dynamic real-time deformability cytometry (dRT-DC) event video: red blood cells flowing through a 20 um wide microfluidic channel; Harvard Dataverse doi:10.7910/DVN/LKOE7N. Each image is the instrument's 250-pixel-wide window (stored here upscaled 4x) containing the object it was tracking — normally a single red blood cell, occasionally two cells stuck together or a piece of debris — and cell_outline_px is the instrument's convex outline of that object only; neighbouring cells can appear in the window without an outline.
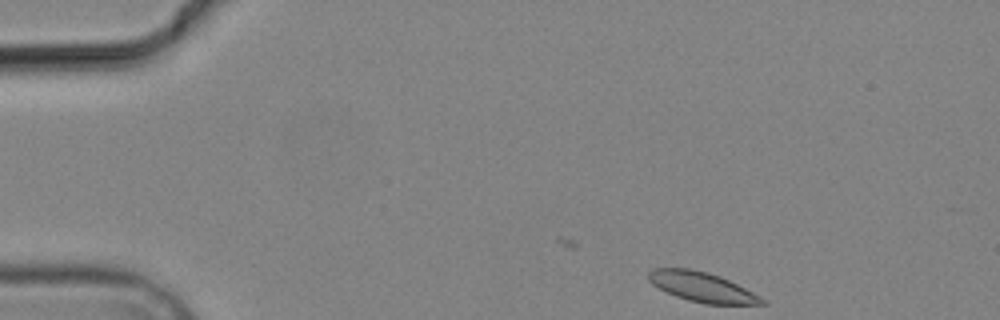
{"species": "common noctule bat (a hibernating species)", "species_latin": "Nyctalus noctula", "temperature_condition": "cold", "stored_images_in_passage": 4, "camera_frame_rate_fps": 3000, "um_per_image_px": 0.085, "animal": {"sex": "male", "body_mass_g": 19.2, "forearm_length_mm": 51.8}, "frame": {"image": 1, "passage_image": 1, "time_ms": 0.0, "image_size_px": [1000, 320], "cell_outline_px": [[768, 304], [704, 304], [688, 300], [676, 296], [652, 284], [648, 280], [648, 272], [652, 268], [688, 268], [708, 272], [720, 276], [752, 292], [764, 300]], "centroid_in_image_um": [59.63, 24.38], "position_along_channel_um": 25.4, "area_um2": 19.42}}
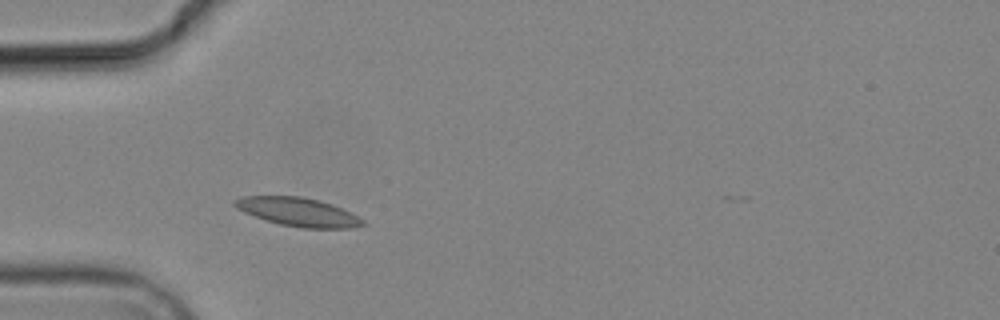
{"frame": {"image": 2, "passage_image": 3, "time_ms": 3.0, "image_size_px": [1000, 320], "cell_outline_px": [[368, 224], [352, 228], [300, 228], [280, 224], [244, 212], [236, 208], [232, 204], [232, 200], [244, 196], [300, 196], [320, 200], [332, 204], [364, 220]], "centroid_in_image_um": [25.33, 18.01], "position_along_channel_um": 59.7, "area_um2": 21.21}}
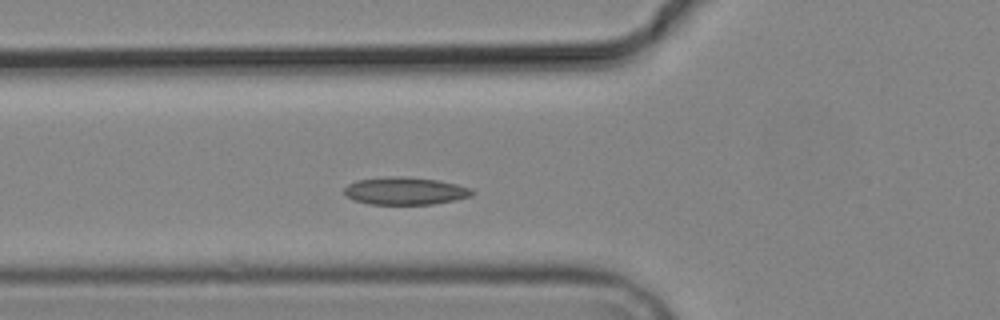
{"frame": {"image": 3, "passage_image": 4, "time_ms": 4.0, "image_size_px": [1000, 320], "cell_outline_px": [[476, 192], [472, 196], [456, 200], [432, 204], [368, 204], [352, 200], [344, 192], [344, 188], [348, 184], [356, 180], [392, 176], [400, 176], [436, 180], [456, 184], [472, 188]], "centroid_in_image_um": [34.45, 16.23], "position_along_channel_um": 91.3, "area_um2": 20.58}}